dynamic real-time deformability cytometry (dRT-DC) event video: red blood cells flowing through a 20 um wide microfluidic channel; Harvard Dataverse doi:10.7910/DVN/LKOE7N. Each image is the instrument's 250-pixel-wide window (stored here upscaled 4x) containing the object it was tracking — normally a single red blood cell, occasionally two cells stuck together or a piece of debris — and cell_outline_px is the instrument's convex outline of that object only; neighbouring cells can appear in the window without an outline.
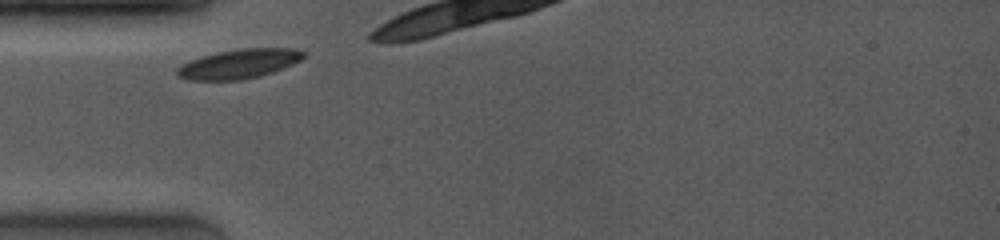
{"species": "common noctule bat (a hibernating species)", "species_latin": "Nyctalus noctula", "temperature_condition": "room temperature", "stored_images_in_passage": 3, "camera_frame_rate_fps": 4000, "um_per_image_px": 0.085, "animal": {"sex": "female", "body_mass_g": 19.0, "forearm_length_mm": 53.3}, "frame": {"image": 1, "passage_image": 1, "time_ms": 0.0, "image_size_px": [1000, 240], "cell_outline_px": [[304, 56], [300, 60], [292, 64], [272, 72], [260, 76], [240, 80], [188, 80], [176, 76], [176, 68], [192, 60], [216, 52], [240, 48], [292, 48], [304, 52]], "centroid_in_image_um": [20.29, 5.43], "position_along_channel_um": 64.7, "area_um2": 21.44}}